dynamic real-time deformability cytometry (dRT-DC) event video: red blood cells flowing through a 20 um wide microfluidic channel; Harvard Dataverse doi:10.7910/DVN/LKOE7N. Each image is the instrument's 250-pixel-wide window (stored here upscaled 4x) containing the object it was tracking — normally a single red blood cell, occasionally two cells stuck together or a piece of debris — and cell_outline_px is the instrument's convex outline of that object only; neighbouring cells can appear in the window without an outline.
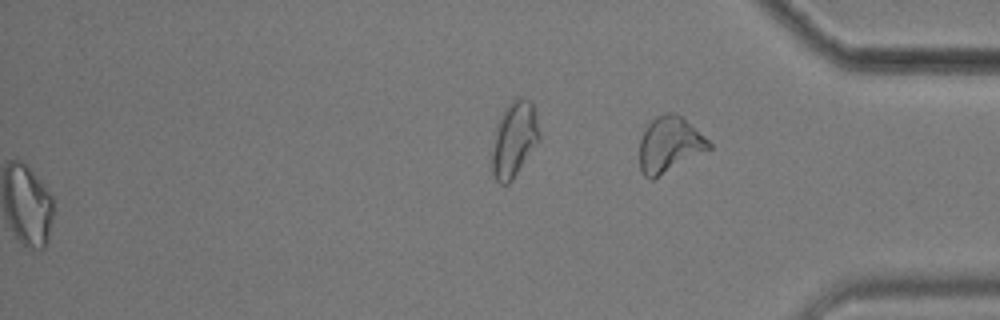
{"species": "common noctule bat (a hibernating species)", "species_latin": "Nyctalus noctula", "temperature_condition": "cold", "stored_images_in_passage": 56, "segment_of_instrument_passage": [2, 2], "camera_frame_rate_fps": 3000, "um_per_image_px": 0.085, "animal": {"sex": "male", "body_mass_g": 17.9}, "frame": {"image": 1, "passage_image": 56, "time_ms": 18.333, "image_size_px": [1000, 320], "cell_outline_px": [[712, 148], [652, 180], [648, 180], [644, 176], [640, 168], [640, 140], [644, 128], [656, 116], [664, 112], [672, 112], [680, 116], [704, 136], [712, 144]], "centroid_in_image_um": [56.88, 12.3], "position_along_channel_um": 378.3, "area_um2": 22.37}}